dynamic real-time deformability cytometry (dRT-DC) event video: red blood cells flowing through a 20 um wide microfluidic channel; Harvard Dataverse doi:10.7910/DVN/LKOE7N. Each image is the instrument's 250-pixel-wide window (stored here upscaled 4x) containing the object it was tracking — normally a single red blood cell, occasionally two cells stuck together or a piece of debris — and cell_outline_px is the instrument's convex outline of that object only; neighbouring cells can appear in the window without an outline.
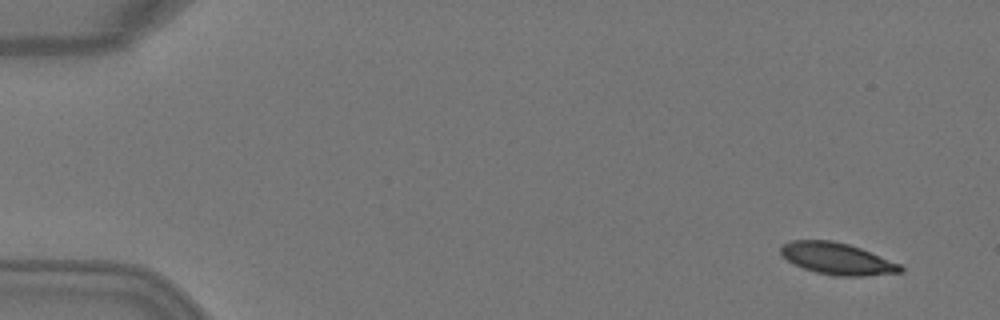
{"species": "Egyptian fruit bat (a non-hibernating species)", "species_latin": "Rousettus aegyptiacus", "temperature_condition": "warm", "stored_images_in_passage": 2, "camera_frame_rate_fps": 3000, "um_per_image_px": 0.085, "animal": {"sex": "female"}, "frame": {"image": 1, "passage_image": 2, "time_ms": 0.333, "image_size_px": [1000, 320], "cell_outline_px": [[904, 272], [864, 276], [836, 276], [816, 272], [804, 268], [788, 260], [780, 252], [780, 248], [784, 244], [792, 240], [832, 240], [848, 244], [860, 248], [900, 264], [904, 268]], "centroid_in_image_um": [71.18, 21.99], "position_along_channel_um": 13.8, "area_um2": 21.91}}